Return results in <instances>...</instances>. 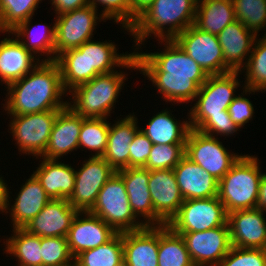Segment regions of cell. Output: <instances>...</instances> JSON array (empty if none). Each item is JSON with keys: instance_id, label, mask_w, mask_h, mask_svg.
<instances>
[{"instance_id": "1", "label": "cell", "mask_w": 266, "mask_h": 266, "mask_svg": "<svg viewBox=\"0 0 266 266\" xmlns=\"http://www.w3.org/2000/svg\"><path fill=\"white\" fill-rule=\"evenodd\" d=\"M158 41L164 45L163 51H134L137 71L156 86L163 101L174 104L194 102L199 87L209 75L173 39Z\"/></svg>"}, {"instance_id": "2", "label": "cell", "mask_w": 266, "mask_h": 266, "mask_svg": "<svg viewBox=\"0 0 266 266\" xmlns=\"http://www.w3.org/2000/svg\"><path fill=\"white\" fill-rule=\"evenodd\" d=\"M6 88L8 95L3 108L8 116L62 110L67 106L62 96L68 93L63 88L61 71L56 61H41L24 77Z\"/></svg>"}, {"instance_id": "3", "label": "cell", "mask_w": 266, "mask_h": 266, "mask_svg": "<svg viewBox=\"0 0 266 266\" xmlns=\"http://www.w3.org/2000/svg\"><path fill=\"white\" fill-rule=\"evenodd\" d=\"M197 1L155 0L130 27V36L135 39L134 51L140 49L145 40L152 36L151 34L157 40L173 39L194 24Z\"/></svg>"}, {"instance_id": "4", "label": "cell", "mask_w": 266, "mask_h": 266, "mask_svg": "<svg viewBox=\"0 0 266 266\" xmlns=\"http://www.w3.org/2000/svg\"><path fill=\"white\" fill-rule=\"evenodd\" d=\"M124 71L99 74L89 82L80 84L70 92L67 105L84 118H108L127 81ZM124 83V84H123ZM115 103V104H114Z\"/></svg>"}, {"instance_id": "5", "label": "cell", "mask_w": 266, "mask_h": 266, "mask_svg": "<svg viewBox=\"0 0 266 266\" xmlns=\"http://www.w3.org/2000/svg\"><path fill=\"white\" fill-rule=\"evenodd\" d=\"M255 155H242L218 181L217 197L227 213L257 208L259 183L263 174Z\"/></svg>"}, {"instance_id": "6", "label": "cell", "mask_w": 266, "mask_h": 266, "mask_svg": "<svg viewBox=\"0 0 266 266\" xmlns=\"http://www.w3.org/2000/svg\"><path fill=\"white\" fill-rule=\"evenodd\" d=\"M240 71H231L221 75H209L205 83L199 87L194 99L195 103L187 115L192 129H197L208 117L225 115L229 105L237 95L240 87L237 77Z\"/></svg>"}, {"instance_id": "7", "label": "cell", "mask_w": 266, "mask_h": 266, "mask_svg": "<svg viewBox=\"0 0 266 266\" xmlns=\"http://www.w3.org/2000/svg\"><path fill=\"white\" fill-rule=\"evenodd\" d=\"M89 212L101 218L117 233L145 227L143 221L132 212L125 183L117 172L101 188Z\"/></svg>"}, {"instance_id": "8", "label": "cell", "mask_w": 266, "mask_h": 266, "mask_svg": "<svg viewBox=\"0 0 266 266\" xmlns=\"http://www.w3.org/2000/svg\"><path fill=\"white\" fill-rule=\"evenodd\" d=\"M218 139L191 128L186 139L185 156L219 181L242 153L228 152Z\"/></svg>"}, {"instance_id": "9", "label": "cell", "mask_w": 266, "mask_h": 266, "mask_svg": "<svg viewBox=\"0 0 266 266\" xmlns=\"http://www.w3.org/2000/svg\"><path fill=\"white\" fill-rule=\"evenodd\" d=\"M60 110H48L26 115L10 116V130L18 151L38 158L45 152L50 134Z\"/></svg>"}, {"instance_id": "10", "label": "cell", "mask_w": 266, "mask_h": 266, "mask_svg": "<svg viewBox=\"0 0 266 266\" xmlns=\"http://www.w3.org/2000/svg\"><path fill=\"white\" fill-rule=\"evenodd\" d=\"M97 11L90 4L55 17V60L61 53L93 39L98 21L106 20Z\"/></svg>"}, {"instance_id": "11", "label": "cell", "mask_w": 266, "mask_h": 266, "mask_svg": "<svg viewBox=\"0 0 266 266\" xmlns=\"http://www.w3.org/2000/svg\"><path fill=\"white\" fill-rule=\"evenodd\" d=\"M228 213L215 197L184 200L178 213L167 224L175 233L200 232L223 226Z\"/></svg>"}, {"instance_id": "12", "label": "cell", "mask_w": 266, "mask_h": 266, "mask_svg": "<svg viewBox=\"0 0 266 266\" xmlns=\"http://www.w3.org/2000/svg\"><path fill=\"white\" fill-rule=\"evenodd\" d=\"M75 170V186L68 199L78 212H87L94 206L98 193L116 172L103 157H89Z\"/></svg>"}, {"instance_id": "13", "label": "cell", "mask_w": 266, "mask_h": 266, "mask_svg": "<svg viewBox=\"0 0 266 266\" xmlns=\"http://www.w3.org/2000/svg\"><path fill=\"white\" fill-rule=\"evenodd\" d=\"M173 40L208 75L225 74V60L217 35L202 31L192 24Z\"/></svg>"}, {"instance_id": "14", "label": "cell", "mask_w": 266, "mask_h": 266, "mask_svg": "<svg viewBox=\"0 0 266 266\" xmlns=\"http://www.w3.org/2000/svg\"><path fill=\"white\" fill-rule=\"evenodd\" d=\"M195 266H219L232 247L228 224L200 232L177 233Z\"/></svg>"}, {"instance_id": "15", "label": "cell", "mask_w": 266, "mask_h": 266, "mask_svg": "<svg viewBox=\"0 0 266 266\" xmlns=\"http://www.w3.org/2000/svg\"><path fill=\"white\" fill-rule=\"evenodd\" d=\"M116 234L117 232L101 218L87 211L75 215L66 237L69 251L75 258L83 251L107 243Z\"/></svg>"}, {"instance_id": "16", "label": "cell", "mask_w": 266, "mask_h": 266, "mask_svg": "<svg viewBox=\"0 0 266 266\" xmlns=\"http://www.w3.org/2000/svg\"><path fill=\"white\" fill-rule=\"evenodd\" d=\"M266 211L236 210L228 213L231 245L238 248L266 249Z\"/></svg>"}, {"instance_id": "17", "label": "cell", "mask_w": 266, "mask_h": 266, "mask_svg": "<svg viewBox=\"0 0 266 266\" xmlns=\"http://www.w3.org/2000/svg\"><path fill=\"white\" fill-rule=\"evenodd\" d=\"M24 183L19 193L16 194L13 205L9 200L11 193L8 190L10 189L8 187L6 189V200L2 213L7 214L9 212L11 223H13L12 228H24L51 200L33 174Z\"/></svg>"}, {"instance_id": "18", "label": "cell", "mask_w": 266, "mask_h": 266, "mask_svg": "<svg viewBox=\"0 0 266 266\" xmlns=\"http://www.w3.org/2000/svg\"><path fill=\"white\" fill-rule=\"evenodd\" d=\"M114 42L89 40L77 49L86 52L87 82L99 74L116 71V67L137 70V59L132 53H117Z\"/></svg>"}, {"instance_id": "19", "label": "cell", "mask_w": 266, "mask_h": 266, "mask_svg": "<svg viewBox=\"0 0 266 266\" xmlns=\"http://www.w3.org/2000/svg\"><path fill=\"white\" fill-rule=\"evenodd\" d=\"M123 179L134 215L143 217L145 226H161L166 223L154 212L148 182L150 171L144 167L124 168L116 171Z\"/></svg>"}, {"instance_id": "20", "label": "cell", "mask_w": 266, "mask_h": 266, "mask_svg": "<svg viewBox=\"0 0 266 266\" xmlns=\"http://www.w3.org/2000/svg\"><path fill=\"white\" fill-rule=\"evenodd\" d=\"M148 188L154 212L168 224L184 201L173 169L151 170Z\"/></svg>"}, {"instance_id": "21", "label": "cell", "mask_w": 266, "mask_h": 266, "mask_svg": "<svg viewBox=\"0 0 266 266\" xmlns=\"http://www.w3.org/2000/svg\"><path fill=\"white\" fill-rule=\"evenodd\" d=\"M77 213L67 199H51L24 229L39 237H66Z\"/></svg>"}, {"instance_id": "22", "label": "cell", "mask_w": 266, "mask_h": 266, "mask_svg": "<svg viewBox=\"0 0 266 266\" xmlns=\"http://www.w3.org/2000/svg\"><path fill=\"white\" fill-rule=\"evenodd\" d=\"M82 117L68 105L60 110L54 122L49 142L42 158L61 159L62 156L79 149Z\"/></svg>"}, {"instance_id": "23", "label": "cell", "mask_w": 266, "mask_h": 266, "mask_svg": "<svg viewBox=\"0 0 266 266\" xmlns=\"http://www.w3.org/2000/svg\"><path fill=\"white\" fill-rule=\"evenodd\" d=\"M217 37L225 60V73L241 71L247 63L257 36L242 22L235 20L227 25Z\"/></svg>"}, {"instance_id": "24", "label": "cell", "mask_w": 266, "mask_h": 266, "mask_svg": "<svg viewBox=\"0 0 266 266\" xmlns=\"http://www.w3.org/2000/svg\"><path fill=\"white\" fill-rule=\"evenodd\" d=\"M1 33L9 35L0 41V82L7 87L24 77L41 61L27 51L19 39L10 37L11 32Z\"/></svg>"}, {"instance_id": "25", "label": "cell", "mask_w": 266, "mask_h": 266, "mask_svg": "<svg viewBox=\"0 0 266 266\" xmlns=\"http://www.w3.org/2000/svg\"><path fill=\"white\" fill-rule=\"evenodd\" d=\"M124 266H158V226L123 232Z\"/></svg>"}, {"instance_id": "26", "label": "cell", "mask_w": 266, "mask_h": 266, "mask_svg": "<svg viewBox=\"0 0 266 266\" xmlns=\"http://www.w3.org/2000/svg\"><path fill=\"white\" fill-rule=\"evenodd\" d=\"M173 171L184 200L218 195V180L188 157L184 156Z\"/></svg>"}, {"instance_id": "27", "label": "cell", "mask_w": 266, "mask_h": 266, "mask_svg": "<svg viewBox=\"0 0 266 266\" xmlns=\"http://www.w3.org/2000/svg\"><path fill=\"white\" fill-rule=\"evenodd\" d=\"M43 159L33 175L50 199H69L75 186V168L58 159Z\"/></svg>"}, {"instance_id": "28", "label": "cell", "mask_w": 266, "mask_h": 266, "mask_svg": "<svg viewBox=\"0 0 266 266\" xmlns=\"http://www.w3.org/2000/svg\"><path fill=\"white\" fill-rule=\"evenodd\" d=\"M109 128L108 142L103 158L115 170L129 168V146L139 130L138 118L133 114L117 119Z\"/></svg>"}, {"instance_id": "29", "label": "cell", "mask_w": 266, "mask_h": 266, "mask_svg": "<svg viewBox=\"0 0 266 266\" xmlns=\"http://www.w3.org/2000/svg\"><path fill=\"white\" fill-rule=\"evenodd\" d=\"M32 19L33 18L30 17L19 23L10 31L11 36L14 34L12 37L15 36L19 39L24 45V48L38 59L39 57L42 58L41 56L43 55H45V57L47 56V59L44 57L41 61H55V24H53V26H49L48 24H43L44 26L38 24L30 28ZM38 28L42 30L40 31ZM36 54H39L40 56Z\"/></svg>"}, {"instance_id": "30", "label": "cell", "mask_w": 266, "mask_h": 266, "mask_svg": "<svg viewBox=\"0 0 266 266\" xmlns=\"http://www.w3.org/2000/svg\"><path fill=\"white\" fill-rule=\"evenodd\" d=\"M190 122H178L167 108L149 119L146 128H139L153 144H186Z\"/></svg>"}, {"instance_id": "31", "label": "cell", "mask_w": 266, "mask_h": 266, "mask_svg": "<svg viewBox=\"0 0 266 266\" xmlns=\"http://www.w3.org/2000/svg\"><path fill=\"white\" fill-rule=\"evenodd\" d=\"M236 20L232 0H198L194 25L202 31L218 35Z\"/></svg>"}, {"instance_id": "32", "label": "cell", "mask_w": 266, "mask_h": 266, "mask_svg": "<svg viewBox=\"0 0 266 266\" xmlns=\"http://www.w3.org/2000/svg\"><path fill=\"white\" fill-rule=\"evenodd\" d=\"M11 232L13 234L3 242L6 244L4 253L14 256L17 266H42L41 237L24 228H13Z\"/></svg>"}, {"instance_id": "33", "label": "cell", "mask_w": 266, "mask_h": 266, "mask_svg": "<svg viewBox=\"0 0 266 266\" xmlns=\"http://www.w3.org/2000/svg\"><path fill=\"white\" fill-rule=\"evenodd\" d=\"M158 266H195L183 238L167 224L158 226Z\"/></svg>"}, {"instance_id": "34", "label": "cell", "mask_w": 266, "mask_h": 266, "mask_svg": "<svg viewBox=\"0 0 266 266\" xmlns=\"http://www.w3.org/2000/svg\"><path fill=\"white\" fill-rule=\"evenodd\" d=\"M74 266H124L123 232L117 233L107 243L77 255Z\"/></svg>"}, {"instance_id": "35", "label": "cell", "mask_w": 266, "mask_h": 266, "mask_svg": "<svg viewBox=\"0 0 266 266\" xmlns=\"http://www.w3.org/2000/svg\"><path fill=\"white\" fill-rule=\"evenodd\" d=\"M55 61L60 68L62 85L67 93L87 82L86 52H80L77 48L67 50Z\"/></svg>"}, {"instance_id": "36", "label": "cell", "mask_w": 266, "mask_h": 266, "mask_svg": "<svg viewBox=\"0 0 266 266\" xmlns=\"http://www.w3.org/2000/svg\"><path fill=\"white\" fill-rule=\"evenodd\" d=\"M242 71L246 73L243 87L262 93L266 91V37H256L247 63L240 72Z\"/></svg>"}, {"instance_id": "37", "label": "cell", "mask_w": 266, "mask_h": 266, "mask_svg": "<svg viewBox=\"0 0 266 266\" xmlns=\"http://www.w3.org/2000/svg\"><path fill=\"white\" fill-rule=\"evenodd\" d=\"M110 123L107 118H84L79 135V148L95 153L91 156L102 157L108 142Z\"/></svg>"}, {"instance_id": "38", "label": "cell", "mask_w": 266, "mask_h": 266, "mask_svg": "<svg viewBox=\"0 0 266 266\" xmlns=\"http://www.w3.org/2000/svg\"><path fill=\"white\" fill-rule=\"evenodd\" d=\"M42 0H0V32H10L33 17Z\"/></svg>"}, {"instance_id": "39", "label": "cell", "mask_w": 266, "mask_h": 266, "mask_svg": "<svg viewBox=\"0 0 266 266\" xmlns=\"http://www.w3.org/2000/svg\"><path fill=\"white\" fill-rule=\"evenodd\" d=\"M236 20L244 26L257 33L266 29V0H232Z\"/></svg>"}, {"instance_id": "40", "label": "cell", "mask_w": 266, "mask_h": 266, "mask_svg": "<svg viewBox=\"0 0 266 266\" xmlns=\"http://www.w3.org/2000/svg\"><path fill=\"white\" fill-rule=\"evenodd\" d=\"M42 266H74L67 237H41Z\"/></svg>"}, {"instance_id": "41", "label": "cell", "mask_w": 266, "mask_h": 266, "mask_svg": "<svg viewBox=\"0 0 266 266\" xmlns=\"http://www.w3.org/2000/svg\"><path fill=\"white\" fill-rule=\"evenodd\" d=\"M185 156V144H153L145 169H173Z\"/></svg>"}, {"instance_id": "42", "label": "cell", "mask_w": 266, "mask_h": 266, "mask_svg": "<svg viewBox=\"0 0 266 266\" xmlns=\"http://www.w3.org/2000/svg\"><path fill=\"white\" fill-rule=\"evenodd\" d=\"M219 266H266V249L232 246Z\"/></svg>"}, {"instance_id": "43", "label": "cell", "mask_w": 266, "mask_h": 266, "mask_svg": "<svg viewBox=\"0 0 266 266\" xmlns=\"http://www.w3.org/2000/svg\"><path fill=\"white\" fill-rule=\"evenodd\" d=\"M90 4L94 8L102 6L100 11L102 17L106 20H114L116 24H122L121 27L130 34V6L129 0H90Z\"/></svg>"}, {"instance_id": "44", "label": "cell", "mask_w": 266, "mask_h": 266, "mask_svg": "<svg viewBox=\"0 0 266 266\" xmlns=\"http://www.w3.org/2000/svg\"><path fill=\"white\" fill-rule=\"evenodd\" d=\"M243 89V93L241 95L238 94L228 107L230 118L239 129L243 128L246 123L253 119L255 111L252 102L245 95L259 92L245 87Z\"/></svg>"}, {"instance_id": "45", "label": "cell", "mask_w": 266, "mask_h": 266, "mask_svg": "<svg viewBox=\"0 0 266 266\" xmlns=\"http://www.w3.org/2000/svg\"><path fill=\"white\" fill-rule=\"evenodd\" d=\"M196 130L209 136H232L240 129L231 120L228 110L225 115L208 117Z\"/></svg>"}, {"instance_id": "46", "label": "cell", "mask_w": 266, "mask_h": 266, "mask_svg": "<svg viewBox=\"0 0 266 266\" xmlns=\"http://www.w3.org/2000/svg\"><path fill=\"white\" fill-rule=\"evenodd\" d=\"M152 145L149 138L138 130L129 146V168L145 167Z\"/></svg>"}, {"instance_id": "47", "label": "cell", "mask_w": 266, "mask_h": 266, "mask_svg": "<svg viewBox=\"0 0 266 266\" xmlns=\"http://www.w3.org/2000/svg\"><path fill=\"white\" fill-rule=\"evenodd\" d=\"M55 16L90 5V0H50Z\"/></svg>"}, {"instance_id": "48", "label": "cell", "mask_w": 266, "mask_h": 266, "mask_svg": "<svg viewBox=\"0 0 266 266\" xmlns=\"http://www.w3.org/2000/svg\"><path fill=\"white\" fill-rule=\"evenodd\" d=\"M155 0H129L130 27L135 23L137 17L146 10Z\"/></svg>"}, {"instance_id": "49", "label": "cell", "mask_w": 266, "mask_h": 266, "mask_svg": "<svg viewBox=\"0 0 266 266\" xmlns=\"http://www.w3.org/2000/svg\"><path fill=\"white\" fill-rule=\"evenodd\" d=\"M257 208L266 211V173L260 179Z\"/></svg>"}, {"instance_id": "50", "label": "cell", "mask_w": 266, "mask_h": 266, "mask_svg": "<svg viewBox=\"0 0 266 266\" xmlns=\"http://www.w3.org/2000/svg\"><path fill=\"white\" fill-rule=\"evenodd\" d=\"M1 176V175H0ZM7 185L3 180V177H0V211L2 212L6 200V189Z\"/></svg>"}]
</instances>
